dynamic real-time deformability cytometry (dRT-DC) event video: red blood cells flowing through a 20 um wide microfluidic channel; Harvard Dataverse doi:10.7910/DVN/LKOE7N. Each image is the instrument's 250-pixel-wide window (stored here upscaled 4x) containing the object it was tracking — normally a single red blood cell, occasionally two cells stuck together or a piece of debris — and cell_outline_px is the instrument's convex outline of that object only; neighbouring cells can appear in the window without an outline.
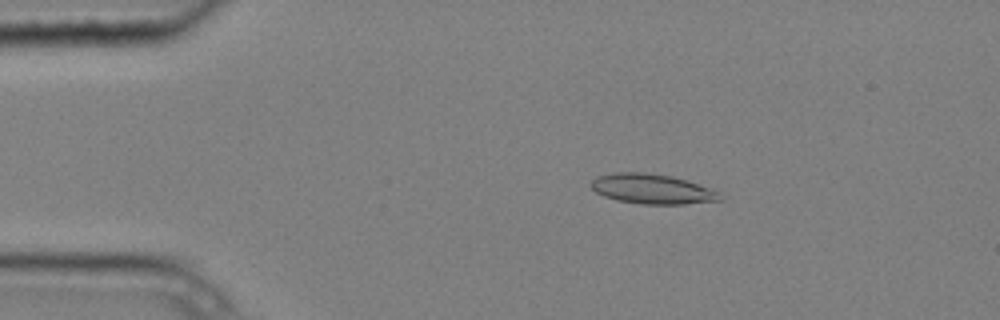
{"species": "common noctule bat (a hibernating species)", "species_latin": "Nyctalus noctula", "temperature_condition": "cold", "stored_images_in_passage": 7, "camera_frame_rate_fps": 3000, "um_per_image_px": 0.085, "animal": {"sex": "male", "body_mass_g": 20.4}, "frame": {"image": 1, "passage_image": 3, "time_ms": 0.667, "image_size_px": [1000, 320], "cell_outline_px": [[724, 200], [684, 204], [640, 204], [616, 200], [604, 196], [596, 192], [588, 184], [596, 176], [616, 172], [644, 172], [672, 176], [688, 180], [720, 192]], "centroid_in_image_um": [55.43, 16.06], "position_along_channel_um": 29.6, "area_um2": 22.72}}
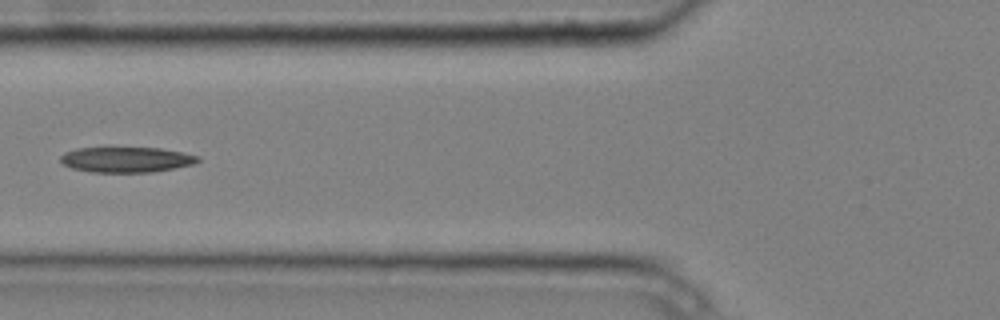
{"frame": {"image": 2, "passage_image": 6, "time_ms": 1.667, "image_size_px": [1000, 320], "cell_outline_px": [[200, 160], [192, 164], [152, 172], [92, 172], [72, 168], [64, 164], [60, 160], [60, 156], [64, 152], [76, 148], [104, 144], [112, 144], [160, 148], [184, 152], [200, 156]], "centroid_in_image_um": [10.67, 13.49], "position_along_channel_um": 115.1, "area_um2": 21.56}}
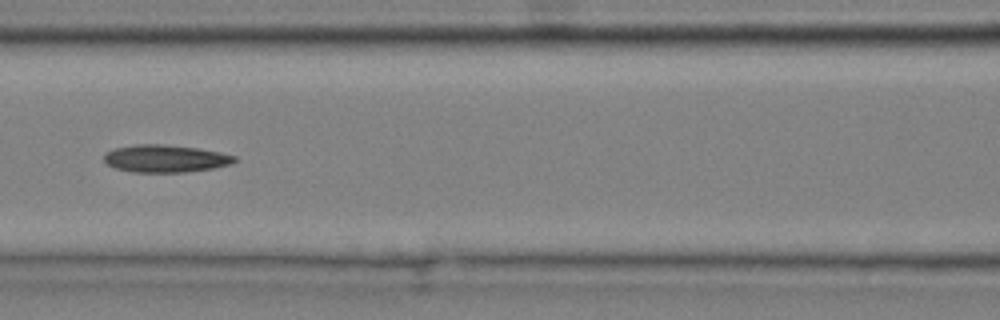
{"frame": {"image": 3, "passage_image": 7, "time_ms": 2.0, "image_size_px": [1000, 320], "cell_outline_px": [[236, 160], [232, 164], [212, 168], [184, 172], [132, 172], [116, 168], [108, 164], [104, 160], [104, 156], [108, 152], [116, 148], [136, 144], [164, 144], [200, 148], [220, 152], [236, 156]], "centroid_in_image_um": [14.09, 13.47], "position_along_channel_um": 152.5, "area_um2": 20.81}}